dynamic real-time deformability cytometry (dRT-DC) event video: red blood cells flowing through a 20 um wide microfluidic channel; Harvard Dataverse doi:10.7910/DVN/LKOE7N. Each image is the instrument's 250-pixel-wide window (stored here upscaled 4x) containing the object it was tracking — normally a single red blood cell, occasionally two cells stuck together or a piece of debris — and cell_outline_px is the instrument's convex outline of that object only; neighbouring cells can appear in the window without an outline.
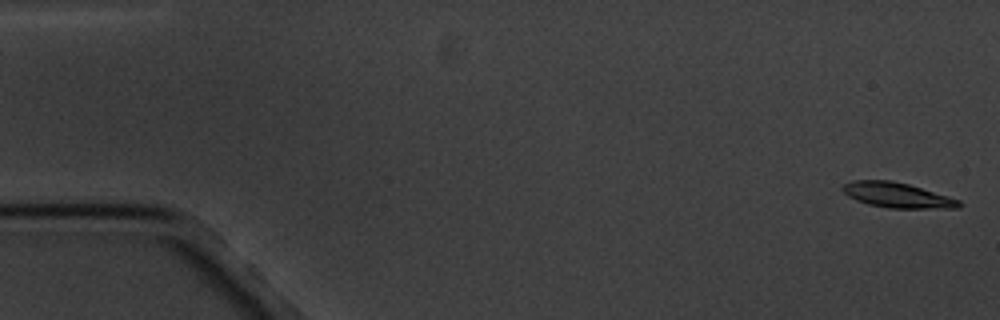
{"species": "common noctule bat (a hibernating species)", "species_latin": "Nyctalus noctula", "temperature_condition": "cold", "stored_images_in_passage": 4, "camera_frame_rate_fps": 3000, "um_per_image_px": 0.085, "animal": {"sex": "male", "body_mass_g": 20.1, "forearm_length_mm": 53.5}, "frame": {"image": 1, "passage_image": 1, "time_ms": 0.0, "image_size_px": [1000, 320], "cell_outline_px": [[964, 204], [956, 208], [888, 208], [868, 204], [856, 200], [848, 196], [840, 188], [844, 184], [852, 180], [892, 180], [908, 184], [948, 196], [960, 200]], "centroid_in_image_um": [76.25, 16.58], "position_along_channel_um": 8.8, "area_um2": 17.05}}
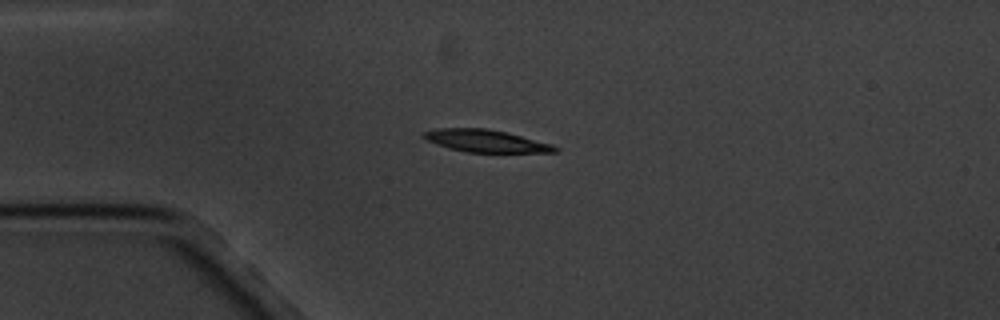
{"frame": {"image": 2, "passage_image": 4, "time_ms": 4.333, "image_size_px": [1000, 320], "cell_outline_px": [[560, 148], [556, 152], [468, 152], [448, 148], [436, 144], [420, 136], [424, 132], [440, 128], [484, 128], [508, 132], [552, 144]], "centroid_in_image_um": [41.31, 11.97], "position_along_channel_um": 43.7, "area_um2": 17.05}}